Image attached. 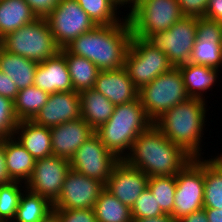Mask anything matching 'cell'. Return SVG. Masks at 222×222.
<instances>
[{"mask_svg":"<svg viewBox=\"0 0 222 222\" xmlns=\"http://www.w3.org/2000/svg\"><path fill=\"white\" fill-rule=\"evenodd\" d=\"M11 182H13V180L10 178L7 171L4 145L0 142V186Z\"/></svg>","mask_w":222,"mask_h":222,"instance_id":"b9f144b4","label":"cell"},{"mask_svg":"<svg viewBox=\"0 0 222 222\" xmlns=\"http://www.w3.org/2000/svg\"><path fill=\"white\" fill-rule=\"evenodd\" d=\"M70 169V161L62 157L52 155L37 159L32 175L25 184L26 189L54 204Z\"/></svg>","mask_w":222,"mask_h":222,"instance_id":"4fadbf2b","label":"cell"},{"mask_svg":"<svg viewBox=\"0 0 222 222\" xmlns=\"http://www.w3.org/2000/svg\"><path fill=\"white\" fill-rule=\"evenodd\" d=\"M208 222H222V209L204 208Z\"/></svg>","mask_w":222,"mask_h":222,"instance_id":"ee69618b","label":"cell"},{"mask_svg":"<svg viewBox=\"0 0 222 222\" xmlns=\"http://www.w3.org/2000/svg\"><path fill=\"white\" fill-rule=\"evenodd\" d=\"M148 187L165 215H172L175 202L176 177L151 176Z\"/></svg>","mask_w":222,"mask_h":222,"instance_id":"d6a6232c","label":"cell"},{"mask_svg":"<svg viewBox=\"0 0 222 222\" xmlns=\"http://www.w3.org/2000/svg\"><path fill=\"white\" fill-rule=\"evenodd\" d=\"M192 159L191 155L172 143L153 124L138 136L123 160L151 177L177 175Z\"/></svg>","mask_w":222,"mask_h":222,"instance_id":"7a4b0ae2","label":"cell"},{"mask_svg":"<svg viewBox=\"0 0 222 222\" xmlns=\"http://www.w3.org/2000/svg\"><path fill=\"white\" fill-rule=\"evenodd\" d=\"M131 38L132 31L126 18L117 24L95 26L65 49L70 54L90 60L100 71H107L124 67Z\"/></svg>","mask_w":222,"mask_h":222,"instance_id":"6da1fadb","label":"cell"},{"mask_svg":"<svg viewBox=\"0 0 222 222\" xmlns=\"http://www.w3.org/2000/svg\"><path fill=\"white\" fill-rule=\"evenodd\" d=\"M152 125L138 97L132 102L115 105L110 119L95 133L110 152L123 160L138 136Z\"/></svg>","mask_w":222,"mask_h":222,"instance_id":"277c9868","label":"cell"},{"mask_svg":"<svg viewBox=\"0 0 222 222\" xmlns=\"http://www.w3.org/2000/svg\"><path fill=\"white\" fill-rule=\"evenodd\" d=\"M34 85L49 94L73 90L66 59L60 51L46 61L38 63Z\"/></svg>","mask_w":222,"mask_h":222,"instance_id":"ffe728a7","label":"cell"},{"mask_svg":"<svg viewBox=\"0 0 222 222\" xmlns=\"http://www.w3.org/2000/svg\"><path fill=\"white\" fill-rule=\"evenodd\" d=\"M93 89L103 94L114 105L132 102L139 94L125 67L100 71Z\"/></svg>","mask_w":222,"mask_h":222,"instance_id":"d6986e66","label":"cell"},{"mask_svg":"<svg viewBox=\"0 0 222 222\" xmlns=\"http://www.w3.org/2000/svg\"><path fill=\"white\" fill-rule=\"evenodd\" d=\"M196 37L197 17L183 16L170 29L151 34L145 40L177 67L189 62Z\"/></svg>","mask_w":222,"mask_h":222,"instance_id":"9c48e42d","label":"cell"},{"mask_svg":"<svg viewBox=\"0 0 222 222\" xmlns=\"http://www.w3.org/2000/svg\"><path fill=\"white\" fill-rule=\"evenodd\" d=\"M104 188L102 182L70 169L53 209H93Z\"/></svg>","mask_w":222,"mask_h":222,"instance_id":"5bb4252c","label":"cell"},{"mask_svg":"<svg viewBox=\"0 0 222 222\" xmlns=\"http://www.w3.org/2000/svg\"><path fill=\"white\" fill-rule=\"evenodd\" d=\"M204 160V208L222 209V153Z\"/></svg>","mask_w":222,"mask_h":222,"instance_id":"4316f807","label":"cell"},{"mask_svg":"<svg viewBox=\"0 0 222 222\" xmlns=\"http://www.w3.org/2000/svg\"><path fill=\"white\" fill-rule=\"evenodd\" d=\"M96 25H112L123 22L127 17L121 16V10L111 0H76ZM120 15H119V13ZM118 13V14H117ZM119 16V17H118Z\"/></svg>","mask_w":222,"mask_h":222,"instance_id":"1f68e13d","label":"cell"},{"mask_svg":"<svg viewBox=\"0 0 222 222\" xmlns=\"http://www.w3.org/2000/svg\"><path fill=\"white\" fill-rule=\"evenodd\" d=\"M79 94L81 100V118L94 130H97L110 119L115 105L93 88L83 90Z\"/></svg>","mask_w":222,"mask_h":222,"instance_id":"cb8c5ba5","label":"cell"},{"mask_svg":"<svg viewBox=\"0 0 222 222\" xmlns=\"http://www.w3.org/2000/svg\"><path fill=\"white\" fill-rule=\"evenodd\" d=\"M25 189V183L18 181L0 186V222L14 220L21 194Z\"/></svg>","mask_w":222,"mask_h":222,"instance_id":"836d02e7","label":"cell"},{"mask_svg":"<svg viewBox=\"0 0 222 222\" xmlns=\"http://www.w3.org/2000/svg\"><path fill=\"white\" fill-rule=\"evenodd\" d=\"M183 16L202 17L205 16V11L209 0H177Z\"/></svg>","mask_w":222,"mask_h":222,"instance_id":"74e56055","label":"cell"},{"mask_svg":"<svg viewBox=\"0 0 222 222\" xmlns=\"http://www.w3.org/2000/svg\"><path fill=\"white\" fill-rule=\"evenodd\" d=\"M19 92L15 83L0 69V95L14 101Z\"/></svg>","mask_w":222,"mask_h":222,"instance_id":"ab89813d","label":"cell"},{"mask_svg":"<svg viewBox=\"0 0 222 222\" xmlns=\"http://www.w3.org/2000/svg\"><path fill=\"white\" fill-rule=\"evenodd\" d=\"M2 47L7 52L37 63L46 61L60 51L45 18H38L7 34L2 38Z\"/></svg>","mask_w":222,"mask_h":222,"instance_id":"5b68a950","label":"cell"},{"mask_svg":"<svg viewBox=\"0 0 222 222\" xmlns=\"http://www.w3.org/2000/svg\"><path fill=\"white\" fill-rule=\"evenodd\" d=\"M45 19L60 49L97 26L76 0H60Z\"/></svg>","mask_w":222,"mask_h":222,"instance_id":"8fae6325","label":"cell"},{"mask_svg":"<svg viewBox=\"0 0 222 222\" xmlns=\"http://www.w3.org/2000/svg\"><path fill=\"white\" fill-rule=\"evenodd\" d=\"M48 97V92L35 85L20 89L13 101L14 111L18 120H33L47 103Z\"/></svg>","mask_w":222,"mask_h":222,"instance_id":"f1b7e54d","label":"cell"},{"mask_svg":"<svg viewBox=\"0 0 222 222\" xmlns=\"http://www.w3.org/2000/svg\"><path fill=\"white\" fill-rule=\"evenodd\" d=\"M0 142L4 145L10 178L26 184L32 175L36 160L14 137L2 139Z\"/></svg>","mask_w":222,"mask_h":222,"instance_id":"603a6c76","label":"cell"},{"mask_svg":"<svg viewBox=\"0 0 222 222\" xmlns=\"http://www.w3.org/2000/svg\"><path fill=\"white\" fill-rule=\"evenodd\" d=\"M176 177L174 209L171 217L178 221L204 208V159H192Z\"/></svg>","mask_w":222,"mask_h":222,"instance_id":"30bf717a","label":"cell"},{"mask_svg":"<svg viewBox=\"0 0 222 222\" xmlns=\"http://www.w3.org/2000/svg\"><path fill=\"white\" fill-rule=\"evenodd\" d=\"M60 52L65 56L73 90L80 93L92 89L100 72L98 67L84 57L70 54L65 48Z\"/></svg>","mask_w":222,"mask_h":222,"instance_id":"83f0119b","label":"cell"},{"mask_svg":"<svg viewBox=\"0 0 222 222\" xmlns=\"http://www.w3.org/2000/svg\"><path fill=\"white\" fill-rule=\"evenodd\" d=\"M13 137L35 160L53 155L50 129L33 120L19 121Z\"/></svg>","mask_w":222,"mask_h":222,"instance_id":"44dd1931","label":"cell"},{"mask_svg":"<svg viewBox=\"0 0 222 222\" xmlns=\"http://www.w3.org/2000/svg\"><path fill=\"white\" fill-rule=\"evenodd\" d=\"M53 156L70 159L95 130L82 118L49 128Z\"/></svg>","mask_w":222,"mask_h":222,"instance_id":"ac0fdd59","label":"cell"},{"mask_svg":"<svg viewBox=\"0 0 222 222\" xmlns=\"http://www.w3.org/2000/svg\"><path fill=\"white\" fill-rule=\"evenodd\" d=\"M149 177L125 160H119L112 169L105 189L121 203L132 208L140 194L148 187Z\"/></svg>","mask_w":222,"mask_h":222,"instance_id":"2e32d148","label":"cell"},{"mask_svg":"<svg viewBox=\"0 0 222 222\" xmlns=\"http://www.w3.org/2000/svg\"><path fill=\"white\" fill-rule=\"evenodd\" d=\"M97 222H132L131 208L121 203L105 188L94 205Z\"/></svg>","mask_w":222,"mask_h":222,"instance_id":"4dcf8cb0","label":"cell"},{"mask_svg":"<svg viewBox=\"0 0 222 222\" xmlns=\"http://www.w3.org/2000/svg\"><path fill=\"white\" fill-rule=\"evenodd\" d=\"M190 63L222 69V23L204 16L197 18V37Z\"/></svg>","mask_w":222,"mask_h":222,"instance_id":"9a60e30c","label":"cell"},{"mask_svg":"<svg viewBox=\"0 0 222 222\" xmlns=\"http://www.w3.org/2000/svg\"><path fill=\"white\" fill-rule=\"evenodd\" d=\"M132 222H177L170 215H162L155 218L135 219Z\"/></svg>","mask_w":222,"mask_h":222,"instance_id":"f6af8a7d","label":"cell"},{"mask_svg":"<svg viewBox=\"0 0 222 222\" xmlns=\"http://www.w3.org/2000/svg\"><path fill=\"white\" fill-rule=\"evenodd\" d=\"M38 18H46L60 0H25Z\"/></svg>","mask_w":222,"mask_h":222,"instance_id":"f35d334b","label":"cell"},{"mask_svg":"<svg viewBox=\"0 0 222 222\" xmlns=\"http://www.w3.org/2000/svg\"><path fill=\"white\" fill-rule=\"evenodd\" d=\"M126 17L132 37L146 39L151 34L170 29L183 15L177 0H144Z\"/></svg>","mask_w":222,"mask_h":222,"instance_id":"52a82bcc","label":"cell"},{"mask_svg":"<svg viewBox=\"0 0 222 222\" xmlns=\"http://www.w3.org/2000/svg\"><path fill=\"white\" fill-rule=\"evenodd\" d=\"M124 67L134 86L140 90L173 65L166 54L141 37H132L125 55Z\"/></svg>","mask_w":222,"mask_h":222,"instance_id":"ba28073f","label":"cell"},{"mask_svg":"<svg viewBox=\"0 0 222 222\" xmlns=\"http://www.w3.org/2000/svg\"><path fill=\"white\" fill-rule=\"evenodd\" d=\"M2 47V38L0 37V48Z\"/></svg>","mask_w":222,"mask_h":222,"instance_id":"681fc988","label":"cell"},{"mask_svg":"<svg viewBox=\"0 0 222 222\" xmlns=\"http://www.w3.org/2000/svg\"><path fill=\"white\" fill-rule=\"evenodd\" d=\"M79 118H81L80 94L72 90L49 94L47 103L33 121L38 125L51 128Z\"/></svg>","mask_w":222,"mask_h":222,"instance_id":"e0dca14e","label":"cell"},{"mask_svg":"<svg viewBox=\"0 0 222 222\" xmlns=\"http://www.w3.org/2000/svg\"><path fill=\"white\" fill-rule=\"evenodd\" d=\"M138 97L153 123L169 109L190 98L178 67H172L142 87Z\"/></svg>","mask_w":222,"mask_h":222,"instance_id":"8992f818","label":"cell"},{"mask_svg":"<svg viewBox=\"0 0 222 222\" xmlns=\"http://www.w3.org/2000/svg\"><path fill=\"white\" fill-rule=\"evenodd\" d=\"M144 0H132V10L141 2Z\"/></svg>","mask_w":222,"mask_h":222,"instance_id":"c3c4849f","label":"cell"},{"mask_svg":"<svg viewBox=\"0 0 222 222\" xmlns=\"http://www.w3.org/2000/svg\"><path fill=\"white\" fill-rule=\"evenodd\" d=\"M60 222H97L94 209H53Z\"/></svg>","mask_w":222,"mask_h":222,"instance_id":"8d00e7d4","label":"cell"},{"mask_svg":"<svg viewBox=\"0 0 222 222\" xmlns=\"http://www.w3.org/2000/svg\"><path fill=\"white\" fill-rule=\"evenodd\" d=\"M94 133L75 152L70 159L71 169L106 184L112 169L119 161Z\"/></svg>","mask_w":222,"mask_h":222,"instance_id":"7c38bea8","label":"cell"},{"mask_svg":"<svg viewBox=\"0 0 222 222\" xmlns=\"http://www.w3.org/2000/svg\"><path fill=\"white\" fill-rule=\"evenodd\" d=\"M53 211V204L39 194L25 189L12 222H40Z\"/></svg>","mask_w":222,"mask_h":222,"instance_id":"f546056e","label":"cell"},{"mask_svg":"<svg viewBox=\"0 0 222 222\" xmlns=\"http://www.w3.org/2000/svg\"><path fill=\"white\" fill-rule=\"evenodd\" d=\"M204 17L222 23V0H209Z\"/></svg>","mask_w":222,"mask_h":222,"instance_id":"60d3db41","label":"cell"},{"mask_svg":"<svg viewBox=\"0 0 222 222\" xmlns=\"http://www.w3.org/2000/svg\"><path fill=\"white\" fill-rule=\"evenodd\" d=\"M38 63L0 48V69L15 83L18 90L34 85Z\"/></svg>","mask_w":222,"mask_h":222,"instance_id":"d4e9b609","label":"cell"},{"mask_svg":"<svg viewBox=\"0 0 222 222\" xmlns=\"http://www.w3.org/2000/svg\"><path fill=\"white\" fill-rule=\"evenodd\" d=\"M18 123L13 101L0 95V140L13 137Z\"/></svg>","mask_w":222,"mask_h":222,"instance_id":"d590c367","label":"cell"},{"mask_svg":"<svg viewBox=\"0 0 222 222\" xmlns=\"http://www.w3.org/2000/svg\"><path fill=\"white\" fill-rule=\"evenodd\" d=\"M132 219L155 218L165 215L156 199L152 195L151 190L147 187L135 201L131 208Z\"/></svg>","mask_w":222,"mask_h":222,"instance_id":"e575fe53","label":"cell"},{"mask_svg":"<svg viewBox=\"0 0 222 222\" xmlns=\"http://www.w3.org/2000/svg\"><path fill=\"white\" fill-rule=\"evenodd\" d=\"M40 222H60V220H59V216L54 211H52L49 215H47Z\"/></svg>","mask_w":222,"mask_h":222,"instance_id":"7dc6e473","label":"cell"},{"mask_svg":"<svg viewBox=\"0 0 222 222\" xmlns=\"http://www.w3.org/2000/svg\"><path fill=\"white\" fill-rule=\"evenodd\" d=\"M38 19L25 0H0V37Z\"/></svg>","mask_w":222,"mask_h":222,"instance_id":"484cf974","label":"cell"},{"mask_svg":"<svg viewBox=\"0 0 222 222\" xmlns=\"http://www.w3.org/2000/svg\"><path fill=\"white\" fill-rule=\"evenodd\" d=\"M177 222H208L205 209L192 212L191 214L182 217Z\"/></svg>","mask_w":222,"mask_h":222,"instance_id":"7bdbcfd3","label":"cell"},{"mask_svg":"<svg viewBox=\"0 0 222 222\" xmlns=\"http://www.w3.org/2000/svg\"><path fill=\"white\" fill-rule=\"evenodd\" d=\"M111 1H112V3H113L116 7H118L119 9H120L122 6L126 7V5H127L126 8L129 7L128 14L132 11V0H111Z\"/></svg>","mask_w":222,"mask_h":222,"instance_id":"bcb514c9","label":"cell"},{"mask_svg":"<svg viewBox=\"0 0 222 222\" xmlns=\"http://www.w3.org/2000/svg\"><path fill=\"white\" fill-rule=\"evenodd\" d=\"M207 101L189 98L169 109L153 124L172 143L182 147L193 158H201L204 129L207 126Z\"/></svg>","mask_w":222,"mask_h":222,"instance_id":"3957f363","label":"cell"},{"mask_svg":"<svg viewBox=\"0 0 222 222\" xmlns=\"http://www.w3.org/2000/svg\"><path fill=\"white\" fill-rule=\"evenodd\" d=\"M177 67L183 77L188 96L207 101V98L205 99L207 91H212L211 88L216 86L218 76H221L219 72L222 70L190 62Z\"/></svg>","mask_w":222,"mask_h":222,"instance_id":"7402d4cb","label":"cell"}]
</instances>
